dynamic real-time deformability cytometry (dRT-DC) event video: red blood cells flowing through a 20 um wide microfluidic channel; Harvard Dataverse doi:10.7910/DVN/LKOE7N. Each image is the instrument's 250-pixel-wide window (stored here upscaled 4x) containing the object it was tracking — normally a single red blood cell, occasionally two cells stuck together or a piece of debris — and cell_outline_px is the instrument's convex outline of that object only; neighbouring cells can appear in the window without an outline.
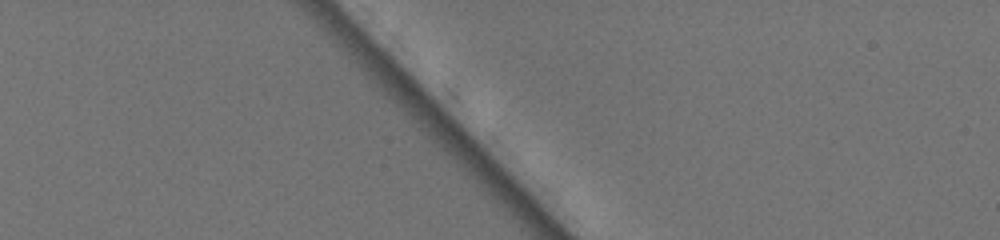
{"species": "common noctule bat (a hibernating species)", "species_latin": "Nyctalus noctula", "temperature_condition": "warm", "stored_images_in_passage": 3, "camera_frame_rate_fps": 3000, "um_per_image_px": 0.085, "animal": {"sex": "female", "body_mass_g": 19.5, "forearm_length_mm": 54.1}, "frame": {"image": 1, "passage_image": 2, "time_ms": 0.333, "image_size_px": [1000, 240], "cell_outline_px": [[596, 116], [580, 116], [540, 76], [536, 68], [560, 68], [572, 72], [592, 96], [596, 108]], "centroid_in_image_um": [48.43, 7.66], "position_along_channel_um": 36.6, "area_um2": 10.29}}